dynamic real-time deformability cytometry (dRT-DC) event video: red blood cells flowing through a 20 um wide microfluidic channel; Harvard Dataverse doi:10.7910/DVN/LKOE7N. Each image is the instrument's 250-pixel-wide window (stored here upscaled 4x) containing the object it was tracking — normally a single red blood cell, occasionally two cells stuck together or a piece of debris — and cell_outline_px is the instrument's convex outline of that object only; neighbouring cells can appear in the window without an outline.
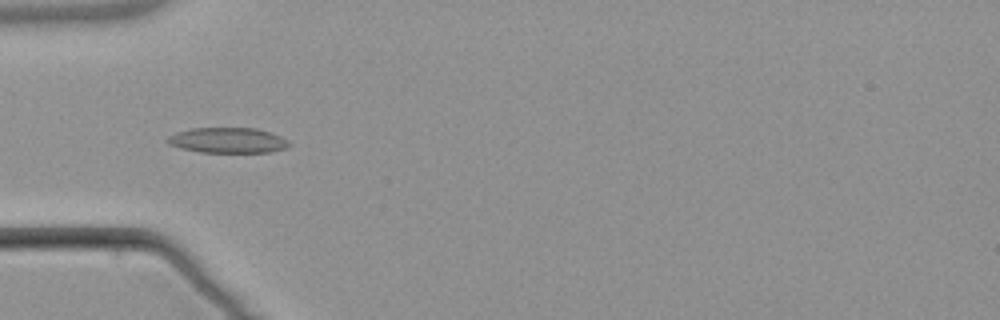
{"species": "common noctule bat (a hibernating species)", "species_latin": "Nyctalus noctula", "temperature_condition": "warm", "stored_images_in_passage": 6, "camera_frame_rate_fps": 3000, "um_per_image_px": 0.085, "animal": {"sex": "male", "body_mass_g": 21.5, "forearm_length_mm": 52.0}, "frame": {"image": 1, "passage_image": 4, "time_ms": 4.667, "image_size_px": [1000, 320], "cell_outline_px": [[292, 144], [288, 148], [268, 152], [200, 152], [180, 148], [168, 144], [164, 140], [168, 136], [176, 132], [192, 128], [256, 128], [280, 136], [288, 140]], "centroid_in_image_um": [19.34, 11.93], "position_along_channel_um": 65.7, "area_um2": 18.09}}
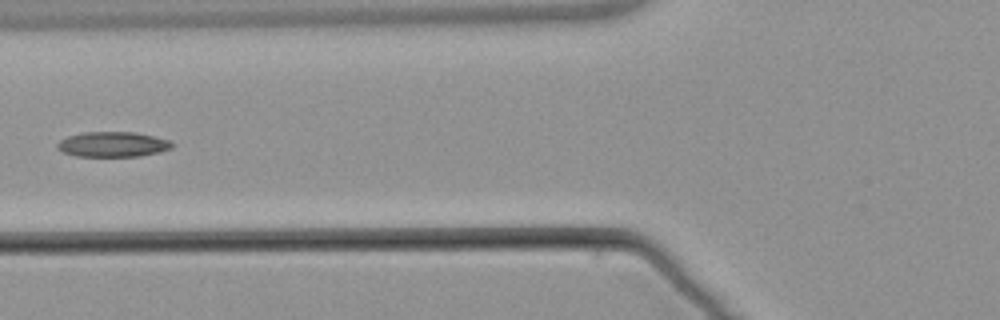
{"frame": {"image": 2, "passage_image": 5, "time_ms": 6.0, "image_size_px": [1000, 320], "cell_outline_px": [[172, 148], [160, 152], [140, 156], [76, 156], [64, 152], [56, 148], [56, 144], [60, 140], [68, 136], [84, 132], [136, 132], [168, 140], [172, 144]], "centroid_in_image_um": [9.56, 12.27], "position_along_channel_um": 116.2, "area_um2": 16.7}}
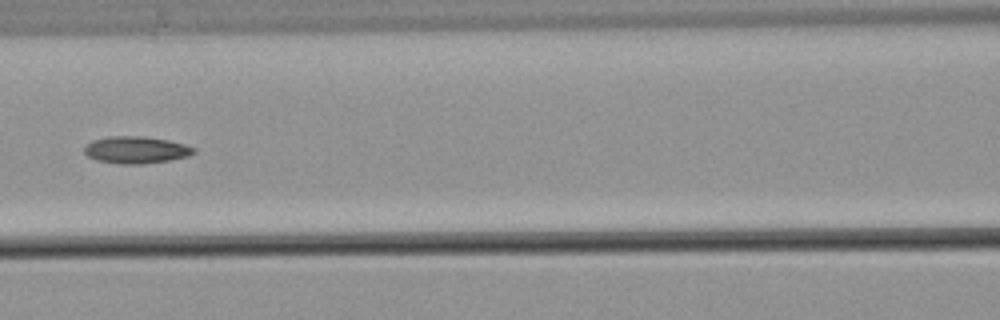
{"frame": {"image": 3, "passage_image": 6, "time_ms": 7.0, "image_size_px": [1000, 320], "cell_outline_px": [[196, 152], [188, 156], [172, 160], [144, 164], [120, 164], [96, 160], [88, 156], [84, 152], [84, 148], [92, 140], [108, 136], [144, 136], [168, 140], [184, 144], [196, 148]], "centroid_in_image_um": [11.58, 12.74], "position_along_channel_um": 155.0, "area_um2": 17.4}}